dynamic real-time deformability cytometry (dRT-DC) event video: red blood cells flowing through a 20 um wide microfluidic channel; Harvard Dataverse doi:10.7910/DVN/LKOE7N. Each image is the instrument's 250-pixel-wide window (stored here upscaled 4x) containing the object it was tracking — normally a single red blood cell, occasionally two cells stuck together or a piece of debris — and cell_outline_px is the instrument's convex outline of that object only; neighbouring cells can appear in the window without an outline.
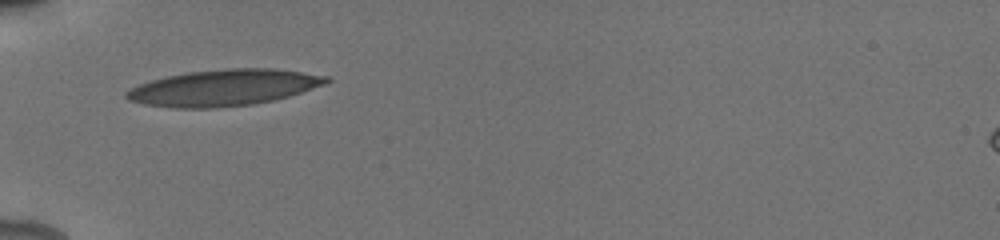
{"species": "human", "species_latin": "Homo sapiens", "temperature_condition": "cold", "stored_images_in_passage": 2, "camera_frame_rate_fps": 3000, "um_per_image_px": 0.085, "donor": {"sex": "male"}, "frame": {"image": 1, "passage_image": 1, "time_ms": 0.0, "image_size_px": [1000, 240], "cell_outline_px": [[332, 80], [328, 84], [288, 96], [272, 100], [252, 104], [216, 108], [172, 108], [144, 104], [128, 100], [124, 96], [124, 92], [140, 84], [152, 80], [168, 76], [188, 72], [228, 68], [272, 68], [328, 76]], "centroid_in_image_um": [19.02, 7.46], "position_along_channel_um": 66.0, "area_um2": 42.19}}